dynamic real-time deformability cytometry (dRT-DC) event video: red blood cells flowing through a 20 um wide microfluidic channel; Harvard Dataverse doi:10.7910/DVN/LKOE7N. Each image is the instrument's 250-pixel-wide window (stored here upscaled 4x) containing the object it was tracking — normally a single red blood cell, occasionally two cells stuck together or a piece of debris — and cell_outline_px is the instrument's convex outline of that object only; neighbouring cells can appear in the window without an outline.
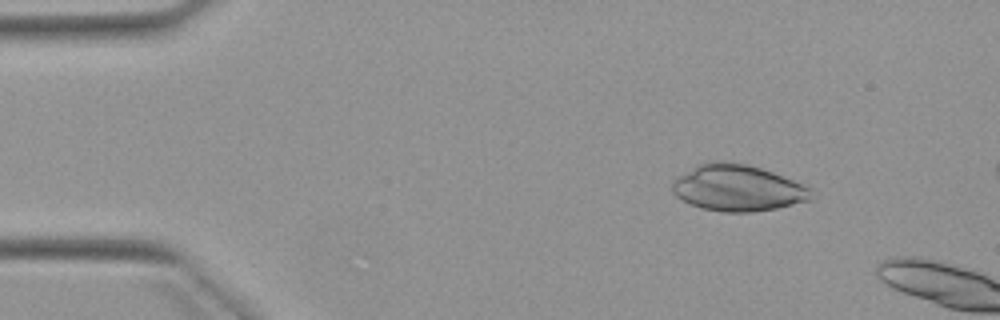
{"species": "Egyptian fruit bat (a non-hibernating species)", "species_latin": "Rousettus aegyptiacus", "temperature_condition": "warm", "stored_images_in_passage": 3, "camera_frame_rate_fps": 3000, "um_per_image_px": 0.085, "animal": {"sex": "female"}, "frame": {"image": 1, "passage_image": 2, "time_ms": 1.0, "image_size_px": [1000, 320], "cell_outline_px": [[816, 192], [812, 200], [776, 208], [752, 212], [724, 212], [700, 208], [676, 196], [672, 192], [672, 180], [676, 176], [696, 164], [708, 160], [716, 160], [748, 164], [808, 184]], "centroid_in_image_um": [62.74, 15.96], "position_along_channel_um": 22.3, "area_um2": 38.32}}